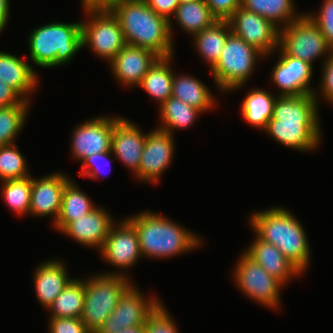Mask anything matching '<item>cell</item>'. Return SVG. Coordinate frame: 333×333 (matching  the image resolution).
<instances>
[{
  "label": "cell",
  "instance_id": "7402d4cb",
  "mask_svg": "<svg viewBox=\"0 0 333 333\" xmlns=\"http://www.w3.org/2000/svg\"><path fill=\"white\" fill-rule=\"evenodd\" d=\"M244 252L284 286L293 281V277L303 274L275 245L264 242L256 235Z\"/></svg>",
  "mask_w": 333,
  "mask_h": 333
},
{
  "label": "cell",
  "instance_id": "4316f807",
  "mask_svg": "<svg viewBox=\"0 0 333 333\" xmlns=\"http://www.w3.org/2000/svg\"><path fill=\"white\" fill-rule=\"evenodd\" d=\"M72 179L65 185L61 209L56 222L53 224L55 230L62 232L75 218L85 216L97 206L90 197L80 189L79 185Z\"/></svg>",
  "mask_w": 333,
  "mask_h": 333
},
{
  "label": "cell",
  "instance_id": "d4e9b609",
  "mask_svg": "<svg viewBox=\"0 0 333 333\" xmlns=\"http://www.w3.org/2000/svg\"><path fill=\"white\" fill-rule=\"evenodd\" d=\"M176 22L191 38L205 28L212 26L218 19L212 14L206 0L180 3L169 21L170 34L173 39L172 22Z\"/></svg>",
  "mask_w": 333,
  "mask_h": 333
},
{
  "label": "cell",
  "instance_id": "7dc6e473",
  "mask_svg": "<svg viewBox=\"0 0 333 333\" xmlns=\"http://www.w3.org/2000/svg\"><path fill=\"white\" fill-rule=\"evenodd\" d=\"M179 3H184V2H194V1H198V0H178Z\"/></svg>",
  "mask_w": 333,
  "mask_h": 333
},
{
  "label": "cell",
  "instance_id": "ab89813d",
  "mask_svg": "<svg viewBox=\"0 0 333 333\" xmlns=\"http://www.w3.org/2000/svg\"><path fill=\"white\" fill-rule=\"evenodd\" d=\"M321 80L319 83V96L333 105V50L331 56L322 62ZM321 94V95H320Z\"/></svg>",
  "mask_w": 333,
  "mask_h": 333
},
{
  "label": "cell",
  "instance_id": "2e32d148",
  "mask_svg": "<svg viewBox=\"0 0 333 333\" xmlns=\"http://www.w3.org/2000/svg\"><path fill=\"white\" fill-rule=\"evenodd\" d=\"M280 56L271 70V82L280 91L277 96H299L315 94L319 101L317 92L310 87L313 74V65L301 59L286 55L279 47Z\"/></svg>",
  "mask_w": 333,
  "mask_h": 333
},
{
  "label": "cell",
  "instance_id": "f1b7e54d",
  "mask_svg": "<svg viewBox=\"0 0 333 333\" xmlns=\"http://www.w3.org/2000/svg\"><path fill=\"white\" fill-rule=\"evenodd\" d=\"M173 56L159 58L143 77L138 86L145 90L147 94L158 102L159 107L172 96V80L174 71L172 64Z\"/></svg>",
  "mask_w": 333,
  "mask_h": 333
},
{
  "label": "cell",
  "instance_id": "484cf974",
  "mask_svg": "<svg viewBox=\"0 0 333 333\" xmlns=\"http://www.w3.org/2000/svg\"><path fill=\"white\" fill-rule=\"evenodd\" d=\"M228 20H218L192 37L195 49L211 70L218 62L225 42L231 33Z\"/></svg>",
  "mask_w": 333,
  "mask_h": 333
},
{
  "label": "cell",
  "instance_id": "52a82bcc",
  "mask_svg": "<svg viewBox=\"0 0 333 333\" xmlns=\"http://www.w3.org/2000/svg\"><path fill=\"white\" fill-rule=\"evenodd\" d=\"M132 283L130 278L104 273L84 278L85 298L80 319L92 333L109 317Z\"/></svg>",
  "mask_w": 333,
  "mask_h": 333
},
{
  "label": "cell",
  "instance_id": "5b68a950",
  "mask_svg": "<svg viewBox=\"0 0 333 333\" xmlns=\"http://www.w3.org/2000/svg\"><path fill=\"white\" fill-rule=\"evenodd\" d=\"M29 58L37 67L52 68L69 63L82 49L81 22H50L34 28L28 36Z\"/></svg>",
  "mask_w": 333,
  "mask_h": 333
},
{
  "label": "cell",
  "instance_id": "cb8c5ba5",
  "mask_svg": "<svg viewBox=\"0 0 333 333\" xmlns=\"http://www.w3.org/2000/svg\"><path fill=\"white\" fill-rule=\"evenodd\" d=\"M172 80V97L191 105L202 113L216 107L211 90L201 80L189 74H175ZM216 101V102H215Z\"/></svg>",
  "mask_w": 333,
  "mask_h": 333
},
{
  "label": "cell",
  "instance_id": "ac0fdd59",
  "mask_svg": "<svg viewBox=\"0 0 333 333\" xmlns=\"http://www.w3.org/2000/svg\"><path fill=\"white\" fill-rule=\"evenodd\" d=\"M160 57L149 49L125 45L109 63L113 76L121 86L137 87Z\"/></svg>",
  "mask_w": 333,
  "mask_h": 333
},
{
  "label": "cell",
  "instance_id": "f546056e",
  "mask_svg": "<svg viewBox=\"0 0 333 333\" xmlns=\"http://www.w3.org/2000/svg\"><path fill=\"white\" fill-rule=\"evenodd\" d=\"M294 2V0H242L241 7L261 15L281 29L302 15L301 12L299 14L296 12Z\"/></svg>",
  "mask_w": 333,
  "mask_h": 333
},
{
  "label": "cell",
  "instance_id": "d590c367",
  "mask_svg": "<svg viewBox=\"0 0 333 333\" xmlns=\"http://www.w3.org/2000/svg\"><path fill=\"white\" fill-rule=\"evenodd\" d=\"M145 329L146 333H179L174 319L163 303L148 318Z\"/></svg>",
  "mask_w": 333,
  "mask_h": 333
},
{
  "label": "cell",
  "instance_id": "d6986e66",
  "mask_svg": "<svg viewBox=\"0 0 333 333\" xmlns=\"http://www.w3.org/2000/svg\"><path fill=\"white\" fill-rule=\"evenodd\" d=\"M146 135L133 121L115 116L111 150L134 175L139 170Z\"/></svg>",
  "mask_w": 333,
  "mask_h": 333
},
{
  "label": "cell",
  "instance_id": "b9f144b4",
  "mask_svg": "<svg viewBox=\"0 0 333 333\" xmlns=\"http://www.w3.org/2000/svg\"><path fill=\"white\" fill-rule=\"evenodd\" d=\"M147 5L162 17H165L168 21L171 20L175 14L177 7L179 6L178 0H145Z\"/></svg>",
  "mask_w": 333,
  "mask_h": 333
},
{
  "label": "cell",
  "instance_id": "7bdbcfd3",
  "mask_svg": "<svg viewBox=\"0 0 333 333\" xmlns=\"http://www.w3.org/2000/svg\"><path fill=\"white\" fill-rule=\"evenodd\" d=\"M23 98L0 79V108L19 104Z\"/></svg>",
  "mask_w": 333,
  "mask_h": 333
},
{
  "label": "cell",
  "instance_id": "30bf717a",
  "mask_svg": "<svg viewBox=\"0 0 333 333\" xmlns=\"http://www.w3.org/2000/svg\"><path fill=\"white\" fill-rule=\"evenodd\" d=\"M235 264L232 276L238 289L255 303L269 309L280 308L284 285L251 259L244 251ZM282 287V288H281Z\"/></svg>",
  "mask_w": 333,
  "mask_h": 333
},
{
  "label": "cell",
  "instance_id": "9a60e30c",
  "mask_svg": "<svg viewBox=\"0 0 333 333\" xmlns=\"http://www.w3.org/2000/svg\"><path fill=\"white\" fill-rule=\"evenodd\" d=\"M115 116H97L77 125L72 131L71 153L80 162L93 154L111 151Z\"/></svg>",
  "mask_w": 333,
  "mask_h": 333
},
{
  "label": "cell",
  "instance_id": "7a4b0ae2",
  "mask_svg": "<svg viewBox=\"0 0 333 333\" xmlns=\"http://www.w3.org/2000/svg\"><path fill=\"white\" fill-rule=\"evenodd\" d=\"M107 8L118 19L126 45L149 49L160 58L174 55L169 21L145 0H116Z\"/></svg>",
  "mask_w": 333,
  "mask_h": 333
},
{
  "label": "cell",
  "instance_id": "e575fe53",
  "mask_svg": "<svg viewBox=\"0 0 333 333\" xmlns=\"http://www.w3.org/2000/svg\"><path fill=\"white\" fill-rule=\"evenodd\" d=\"M18 148L15 143L0 146V182L31 176L26 158Z\"/></svg>",
  "mask_w": 333,
  "mask_h": 333
},
{
  "label": "cell",
  "instance_id": "f35d334b",
  "mask_svg": "<svg viewBox=\"0 0 333 333\" xmlns=\"http://www.w3.org/2000/svg\"><path fill=\"white\" fill-rule=\"evenodd\" d=\"M49 333H92L80 318H50Z\"/></svg>",
  "mask_w": 333,
  "mask_h": 333
},
{
  "label": "cell",
  "instance_id": "5bb4252c",
  "mask_svg": "<svg viewBox=\"0 0 333 333\" xmlns=\"http://www.w3.org/2000/svg\"><path fill=\"white\" fill-rule=\"evenodd\" d=\"M175 141L171 133L157 128L146 135L140 160L137 180L145 183H159L165 170L172 163L175 154Z\"/></svg>",
  "mask_w": 333,
  "mask_h": 333
},
{
  "label": "cell",
  "instance_id": "277c9868",
  "mask_svg": "<svg viewBox=\"0 0 333 333\" xmlns=\"http://www.w3.org/2000/svg\"><path fill=\"white\" fill-rule=\"evenodd\" d=\"M137 231L142 257L165 259L196 250L202 239L163 214L143 211L126 217Z\"/></svg>",
  "mask_w": 333,
  "mask_h": 333
},
{
  "label": "cell",
  "instance_id": "60d3db41",
  "mask_svg": "<svg viewBox=\"0 0 333 333\" xmlns=\"http://www.w3.org/2000/svg\"><path fill=\"white\" fill-rule=\"evenodd\" d=\"M206 3L218 20H228L242 6V0H206Z\"/></svg>",
  "mask_w": 333,
  "mask_h": 333
},
{
  "label": "cell",
  "instance_id": "8992f818",
  "mask_svg": "<svg viewBox=\"0 0 333 333\" xmlns=\"http://www.w3.org/2000/svg\"><path fill=\"white\" fill-rule=\"evenodd\" d=\"M259 59H264L260 51L231 32L218 62L210 70L216 88L221 92L239 90L248 83Z\"/></svg>",
  "mask_w": 333,
  "mask_h": 333
},
{
  "label": "cell",
  "instance_id": "44dd1931",
  "mask_svg": "<svg viewBox=\"0 0 333 333\" xmlns=\"http://www.w3.org/2000/svg\"><path fill=\"white\" fill-rule=\"evenodd\" d=\"M35 294L41 306L48 309L61 291L74 279L61 259L39 264L33 272Z\"/></svg>",
  "mask_w": 333,
  "mask_h": 333
},
{
  "label": "cell",
  "instance_id": "836d02e7",
  "mask_svg": "<svg viewBox=\"0 0 333 333\" xmlns=\"http://www.w3.org/2000/svg\"><path fill=\"white\" fill-rule=\"evenodd\" d=\"M2 183V197L5 204L16 215H28L30 210L32 176L23 179L4 180Z\"/></svg>",
  "mask_w": 333,
  "mask_h": 333
},
{
  "label": "cell",
  "instance_id": "603a6c76",
  "mask_svg": "<svg viewBox=\"0 0 333 333\" xmlns=\"http://www.w3.org/2000/svg\"><path fill=\"white\" fill-rule=\"evenodd\" d=\"M24 58L0 51V79L12 87L24 100L30 102L39 78L36 70Z\"/></svg>",
  "mask_w": 333,
  "mask_h": 333
},
{
  "label": "cell",
  "instance_id": "9c48e42d",
  "mask_svg": "<svg viewBox=\"0 0 333 333\" xmlns=\"http://www.w3.org/2000/svg\"><path fill=\"white\" fill-rule=\"evenodd\" d=\"M279 48L286 54L313 65L316 58L325 56L326 61L332 52L318 25L307 13L279 29Z\"/></svg>",
  "mask_w": 333,
  "mask_h": 333
},
{
  "label": "cell",
  "instance_id": "8d00e7d4",
  "mask_svg": "<svg viewBox=\"0 0 333 333\" xmlns=\"http://www.w3.org/2000/svg\"><path fill=\"white\" fill-rule=\"evenodd\" d=\"M321 5V9L316 13L307 15L318 25L326 42L333 49V0H323Z\"/></svg>",
  "mask_w": 333,
  "mask_h": 333
},
{
  "label": "cell",
  "instance_id": "f6af8a7d",
  "mask_svg": "<svg viewBox=\"0 0 333 333\" xmlns=\"http://www.w3.org/2000/svg\"><path fill=\"white\" fill-rule=\"evenodd\" d=\"M116 0H81L82 7H108Z\"/></svg>",
  "mask_w": 333,
  "mask_h": 333
},
{
  "label": "cell",
  "instance_id": "7c38bea8",
  "mask_svg": "<svg viewBox=\"0 0 333 333\" xmlns=\"http://www.w3.org/2000/svg\"><path fill=\"white\" fill-rule=\"evenodd\" d=\"M99 252L105 262L120 269L119 271H106L103 272L104 274L129 278L125 272L130 267H134L142 258L139 237L134 225L127 218L118 223L114 222Z\"/></svg>",
  "mask_w": 333,
  "mask_h": 333
},
{
  "label": "cell",
  "instance_id": "4fadbf2b",
  "mask_svg": "<svg viewBox=\"0 0 333 333\" xmlns=\"http://www.w3.org/2000/svg\"><path fill=\"white\" fill-rule=\"evenodd\" d=\"M228 21L231 31L254 46L264 58L279 47V28L261 15L239 7Z\"/></svg>",
  "mask_w": 333,
  "mask_h": 333
},
{
  "label": "cell",
  "instance_id": "3957f363",
  "mask_svg": "<svg viewBox=\"0 0 333 333\" xmlns=\"http://www.w3.org/2000/svg\"><path fill=\"white\" fill-rule=\"evenodd\" d=\"M250 227L261 240L275 245L303 274L310 265L307 233L290 210L274 206L250 215Z\"/></svg>",
  "mask_w": 333,
  "mask_h": 333
},
{
  "label": "cell",
  "instance_id": "ba28073f",
  "mask_svg": "<svg viewBox=\"0 0 333 333\" xmlns=\"http://www.w3.org/2000/svg\"><path fill=\"white\" fill-rule=\"evenodd\" d=\"M83 9L88 17L81 20L82 48L88 46L98 58L110 63L126 45L120 23L107 7Z\"/></svg>",
  "mask_w": 333,
  "mask_h": 333
},
{
  "label": "cell",
  "instance_id": "ee69618b",
  "mask_svg": "<svg viewBox=\"0 0 333 333\" xmlns=\"http://www.w3.org/2000/svg\"><path fill=\"white\" fill-rule=\"evenodd\" d=\"M10 9L9 0H0V33L3 32L7 25Z\"/></svg>",
  "mask_w": 333,
  "mask_h": 333
},
{
  "label": "cell",
  "instance_id": "8fae6325",
  "mask_svg": "<svg viewBox=\"0 0 333 333\" xmlns=\"http://www.w3.org/2000/svg\"><path fill=\"white\" fill-rule=\"evenodd\" d=\"M135 284L121 295L113 312L95 333H119L124 329L145 325L148 318L163 303L154 295L144 296Z\"/></svg>",
  "mask_w": 333,
  "mask_h": 333
},
{
  "label": "cell",
  "instance_id": "bcb514c9",
  "mask_svg": "<svg viewBox=\"0 0 333 333\" xmlns=\"http://www.w3.org/2000/svg\"><path fill=\"white\" fill-rule=\"evenodd\" d=\"M119 333H146L145 325H140L134 328L124 329Z\"/></svg>",
  "mask_w": 333,
  "mask_h": 333
},
{
  "label": "cell",
  "instance_id": "e0dca14e",
  "mask_svg": "<svg viewBox=\"0 0 333 333\" xmlns=\"http://www.w3.org/2000/svg\"><path fill=\"white\" fill-rule=\"evenodd\" d=\"M71 177L62 172H52L41 178H33L29 215L44 217L53 215L56 222L62 203L65 185Z\"/></svg>",
  "mask_w": 333,
  "mask_h": 333
},
{
  "label": "cell",
  "instance_id": "4dcf8cb0",
  "mask_svg": "<svg viewBox=\"0 0 333 333\" xmlns=\"http://www.w3.org/2000/svg\"><path fill=\"white\" fill-rule=\"evenodd\" d=\"M160 126L157 129L174 134V129L190 128L202 112L174 97H169L159 107ZM173 130V131H172Z\"/></svg>",
  "mask_w": 333,
  "mask_h": 333
},
{
  "label": "cell",
  "instance_id": "1f68e13d",
  "mask_svg": "<svg viewBox=\"0 0 333 333\" xmlns=\"http://www.w3.org/2000/svg\"><path fill=\"white\" fill-rule=\"evenodd\" d=\"M84 298V279L74 278L48 308L49 318H81Z\"/></svg>",
  "mask_w": 333,
  "mask_h": 333
},
{
  "label": "cell",
  "instance_id": "ffe728a7",
  "mask_svg": "<svg viewBox=\"0 0 333 333\" xmlns=\"http://www.w3.org/2000/svg\"><path fill=\"white\" fill-rule=\"evenodd\" d=\"M108 210L97 206L90 213L80 218H75L62 232L74 239L77 243L100 250L114 223Z\"/></svg>",
  "mask_w": 333,
  "mask_h": 333
},
{
  "label": "cell",
  "instance_id": "6da1fadb",
  "mask_svg": "<svg viewBox=\"0 0 333 333\" xmlns=\"http://www.w3.org/2000/svg\"><path fill=\"white\" fill-rule=\"evenodd\" d=\"M318 108L315 94L277 96L264 132L286 147L312 152L323 137Z\"/></svg>",
  "mask_w": 333,
  "mask_h": 333
},
{
  "label": "cell",
  "instance_id": "d6a6232c",
  "mask_svg": "<svg viewBox=\"0 0 333 333\" xmlns=\"http://www.w3.org/2000/svg\"><path fill=\"white\" fill-rule=\"evenodd\" d=\"M30 104L23 99L19 104L0 108V146L14 144L28 118Z\"/></svg>",
  "mask_w": 333,
  "mask_h": 333
},
{
  "label": "cell",
  "instance_id": "74e56055",
  "mask_svg": "<svg viewBox=\"0 0 333 333\" xmlns=\"http://www.w3.org/2000/svg\"><path fill=\"white\" fill-rule=\"evenodd\" d=\"M112 154L113 153L111 150V151H107L104 153L93 154L91 156L84 158L81 161V163H82L81 173H79L78 176H80V177L85 176V177H89L91 179L99 178V176L102 175L101 172H103V170H105L103 166L106 167L111 162L110 157L112 156Z\"/></svg>",
  "mask_w": 333,
  "mask_h": 333
},
{
  "label": "cell",
  "instance_id": "83f0119b",
  "mask_svg": "<svg viewBox=\"0 0 333 333\" xmlns=\"http://www.w3.org/2000/svg\"><path fill=\"white\" fill-rule=\"evenodd\" d=\"M277 96L262 88H251L241 104V115L252 127L264 131L273 116V106Z\"/></svg>",
  "mask_w": 333,
  "mask_h": 333
}]
</instances>
